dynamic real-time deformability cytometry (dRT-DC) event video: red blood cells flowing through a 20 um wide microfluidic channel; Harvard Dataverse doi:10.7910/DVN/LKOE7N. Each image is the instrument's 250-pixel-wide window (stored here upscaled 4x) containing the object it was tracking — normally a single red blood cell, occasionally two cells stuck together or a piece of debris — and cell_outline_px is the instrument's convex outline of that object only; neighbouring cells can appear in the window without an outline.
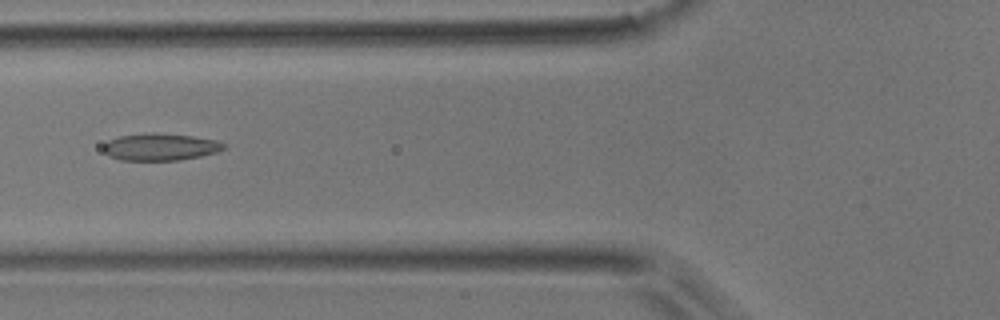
{"species": "common noctule bat (a hibernating species)", "species_latin": "Nyctalus noctula", "temperature_condition": "room temperature", "stored_images_in_passage": 51, "camera_frame_rate_fps": 3000, "um_per_image_px": 0.085, "animal": {"sex": "male", "body_mass_g": 17.9}, "frame": {"image": 1, "passage_image": 19, "time_ms": 6.0, "image_size_px": [1000, 320], "cell_outline_px": [[228, 144], [224, 148], [216, 152], [200, 156], [180, 160], [120, 160], [108, 156], [104, 152], [104, 144], [108, 140], [120, 136], [152, 132], [192, 136], [216, 140]], "centroid_in_image_um": [13.62, 12.49], "position_along_channel_um": 112.2, "area_um2": 19.02}}
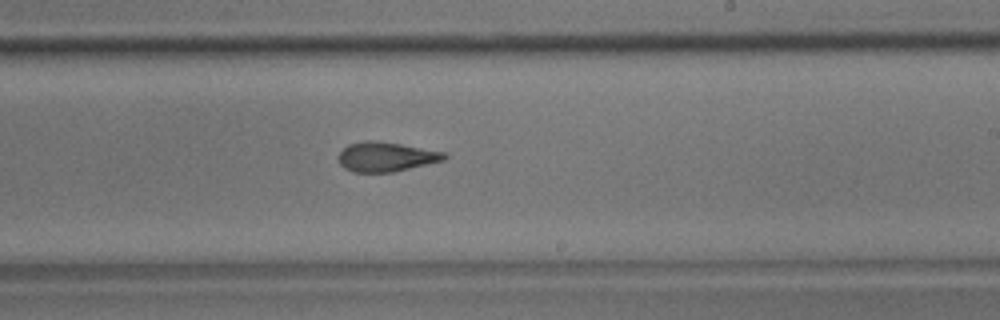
{"frame": {"image": 2, "passage_image": 30, "time_ms": 9.667, "image_size_px": [1000, 320], "cell_outline_px": [[448, 156], [444, 160], [392, 172], [352, 172], [344, 168], [340, 164], [336, 156], [348, 144], [364, 140], [376, 140], [400, 144], [444, 152]], "centroid_in_image_um": [32.75, 13.32], "position_along_channel_um": 256.2, "area_um2": 18.21}}
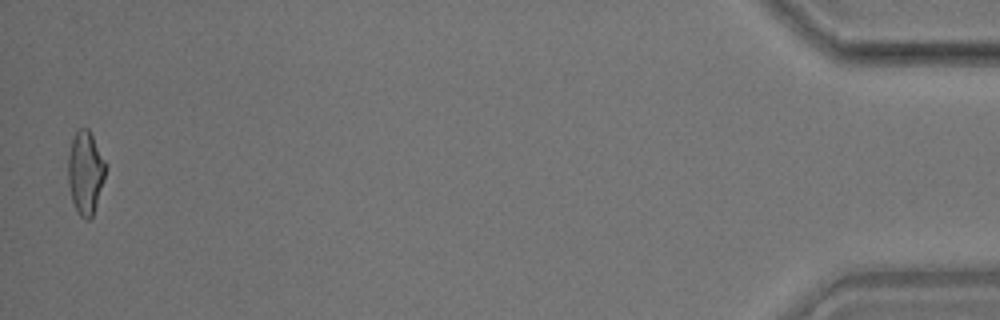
{"frame": {"image": 3, "passage_image": 50, "time_ms": 16.333, "image_size_px": [1000, 320], "cell_outline_px": [[108, 164], [96, 204], [92, 216], [88, 220], [84, 220], [76, 212], [72, 200], [68, 184], [68, 156], [72, 140], [76, 132], [80, 128], [88, 128]], "centroid_in_image_um": [7.26, 14.67], "position_along_channel_um": 427.9, "area_um2": 18.21}, "authors_computed_cell_mechanics": {"area_um2": 18.785, "velocity_mm_per_s": 3.9251, "shape_relaxation_time_tau1_ms": null, "shape_relaxation_time_tau2_ms": 2.6015, "deformation_change_tau1": null, "deformation_change_tau2": 0.101}}